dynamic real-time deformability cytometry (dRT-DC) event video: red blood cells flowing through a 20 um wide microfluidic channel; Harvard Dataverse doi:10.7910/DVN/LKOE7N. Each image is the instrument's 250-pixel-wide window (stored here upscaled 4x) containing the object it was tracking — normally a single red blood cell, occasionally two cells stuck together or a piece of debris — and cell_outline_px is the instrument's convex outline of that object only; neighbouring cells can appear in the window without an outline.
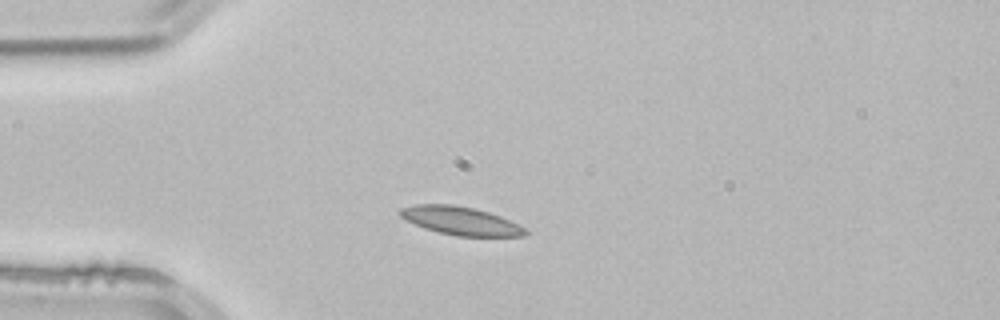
{"species": "common noctule bat (a hibernating species)", "species_latin": "Nyctalus noctula", "temperature_condition": "room temperature", "stored_images_in_passage": 1, "camera_frame_rate_fps": 3000, "um_per_image_px": 0.085, "animal": {"sex": "male", "body_mass_g": 21.5, "forearm_length_mm": 52.0}, "frame": {"image": 1, "passage_image": 1, "time_ms": 0.0, "image_size_px": [1000, 320], "cell_outline_px": [[528, 232], [524, 236], [456, 236], [424, 228], [404, 220], [400, 216], [400, 208], [416, 204], [452, 204], [472, 208], [488, 212], [500, 216], [524, 228]], "centroid_in_image_um": [39.1, 18.76], "position_along_channel_um": 45.9, "area_um2": 20.4}}